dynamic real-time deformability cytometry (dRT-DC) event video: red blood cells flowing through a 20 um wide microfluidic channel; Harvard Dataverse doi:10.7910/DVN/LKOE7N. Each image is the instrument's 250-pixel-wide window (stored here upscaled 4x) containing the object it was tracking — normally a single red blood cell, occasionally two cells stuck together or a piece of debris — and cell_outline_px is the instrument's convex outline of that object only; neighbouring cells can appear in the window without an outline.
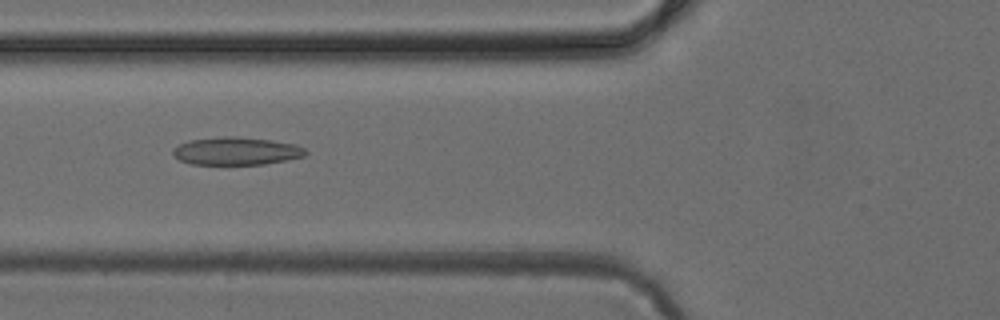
{"species": "common noctule bat (a hibernating species)", "species_latin": "Nyctalus noctula", "temperature_condition": "cold", "stored_images_in_passage": 48, "camera_frame_rate_fps": 3000, "um_per_image_px": 0.085, "animal": {"sex": "female", "body_mass_g": 24.6, "forearm_length_mm": 56.2}, "frame": {"image": 1, "passage_image": 18, "time_ms": 5.667, "image_size_px": [1000, 320], "cell_outline_px": [[308, 152], [304, 156], [264, 164], [192, 164], [180, 160], [172, 156], [172, 148], [188, 140], [220, 136], [236, 136], [272, 140], [296, 144], [304, 148]], "centroid_in_image_um": [20.05, 12.82], "position_along_channel_um": 105.7, "area_um2": 21.62}}
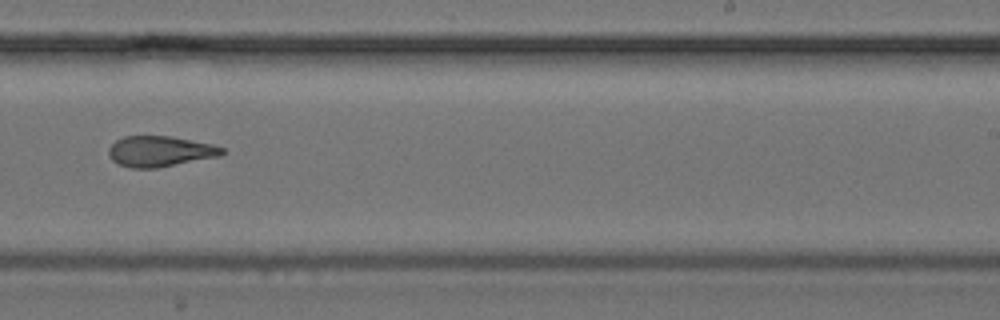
{"frame": {"image": 2, "passage_image": 30, "time_ms": 9.667, "image_size_px": [1000, 320], "cell_outline_px": [[228, 152], [220, 156], [156, 168], [132, 168], [120, 164], [112, 160], [108, 156], [108, 148], [116, 140], [124, 136], [172, 136], [212, 144], [224, 148]], "centroid_in_image_um": [13.62, 12.86], "position_along_channel_um": 275.4, "area_um2": 20.35}}
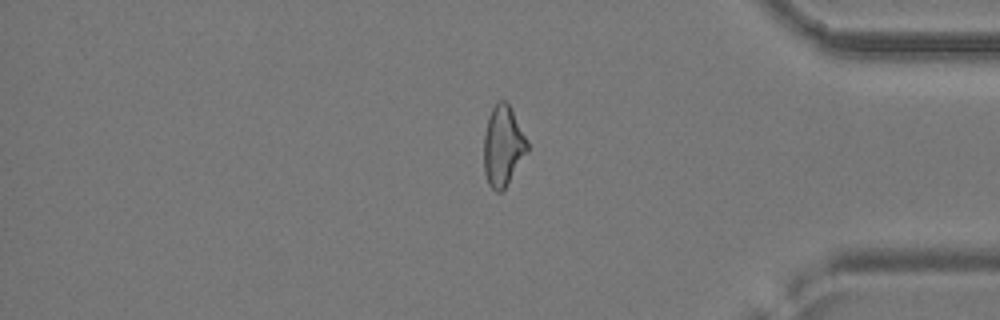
{"frame": {"image": 3, "passage_image": 40, "time_ms": 13.0, "image_size_px": [1000, 320], "cell_outline_px": [[528, 152], [504, 188], [500, 192], [496, 192], [488, 184], [484, 172], [484, 136], [488, 116], [492, 108], [500, 100], [504, 100], [508, 104], [528, 140]], "centroid_in_image_um": [42.75, 12.42], "position_along_channel_um": 392.5, "area_um2": 20.17}}